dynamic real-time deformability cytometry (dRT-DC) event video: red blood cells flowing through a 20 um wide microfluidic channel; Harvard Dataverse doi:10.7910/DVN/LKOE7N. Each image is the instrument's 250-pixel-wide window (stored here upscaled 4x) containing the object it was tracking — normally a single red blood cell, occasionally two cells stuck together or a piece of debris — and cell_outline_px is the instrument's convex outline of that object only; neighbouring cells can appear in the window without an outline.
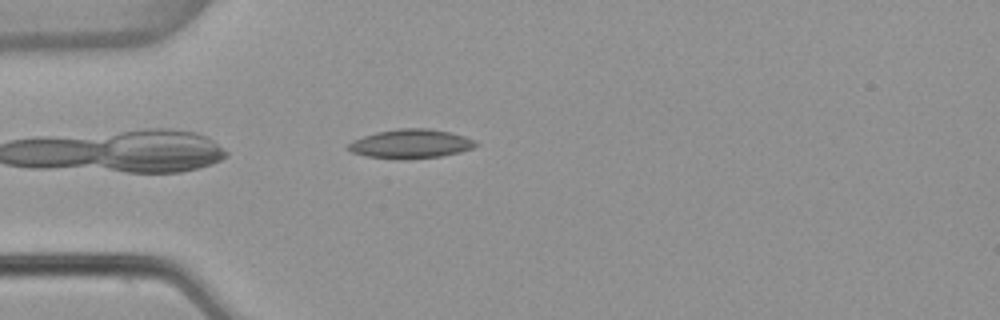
{"species": "common noctule bat (a hibernating species)", "species_latin": "Nyctalus noctula", "temperature_condition": "warm", "stored_images_in_passage": 35, "camera_frame_rate_fps": 3000, "um_per_image_px": 0.085, "animal": {"sex": "female", "body_mass_g": 22.7, "forearm_length_mm": 54.2}, "frame": {"image": 1, "passage_image": 2, "time_ms": 0.333, "image_size_px": [1000, 320], "cell_outline_px": [[480, 144], [472, 148], [460, 152], [440, 156], [400, 160], [368, 156], [352, 152], [344, 148], [352, 140], [376, 132], [400, 128], [428, 128], [448, 132], [464, 136], [476, 140]], "centroid_in_image_um": [34.9, 12.23], "position_along_channel_um": 50.1, "area_um2": 21.68}}
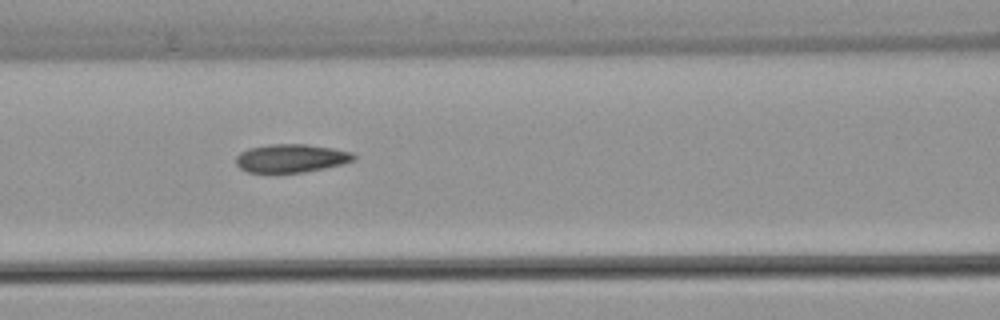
{"frame": {"image": 2, "passage_image": 10, "time_ms": 3.0, "image_size_px": [1000, 320], "cell_outline_px": [[356, 160], [344, 164], [304, 172], [248, 172], [240, 168], [236, 164], [236, 156], [240, 152], [248, 148], [268, 144], [308, 144], [332, 148], [352, 152], [356, 156]], "centroid_in_image_um": [24.76, 13.44], "position_along_channel_um": 141.8, "area_um2": 19.54}}
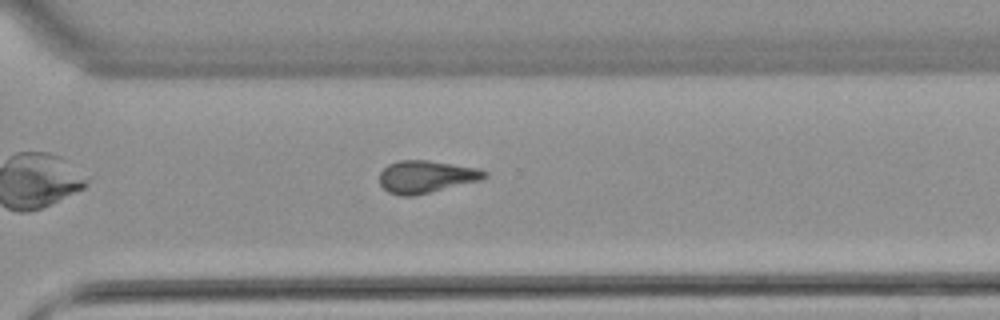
{"frame": {"image": 3, "passage_image": 25, "time_ms": 8.0, "image_size_px": [1000, 320], "cell_outline_px": [[488, 176], [480, 180], [412, 196], [400, 196], [388, 192], [380, 184], [380, 172], [388, 164], [400, 160], [424, 160], [480, 168], [488, 172]], "centroid_in_image_um": [36.22, 15.01], "position_along_channel_um": 334.4, "area_um2": 19.65}, "authors_computed_cell_mechanics": {"area_um2": 19.652, "velocity_mm_per_s": 3.862, "shape_relaxation_time_tau1_ms": null, "shape_relaxation_time_tau2_ms": 6.2221, "deformation_change_tau1": null, "deformation_change_tau2": 0.1448}}